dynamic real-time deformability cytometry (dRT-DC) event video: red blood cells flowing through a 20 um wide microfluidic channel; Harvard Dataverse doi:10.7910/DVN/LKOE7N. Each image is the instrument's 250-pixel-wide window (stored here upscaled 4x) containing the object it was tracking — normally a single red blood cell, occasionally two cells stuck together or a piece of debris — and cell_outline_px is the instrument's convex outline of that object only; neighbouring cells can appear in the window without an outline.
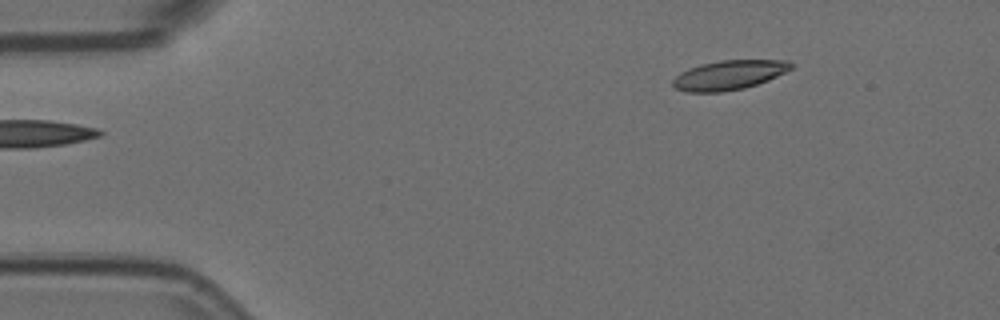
{"species": "Egyptian fruit bat (a non-hibernating species)", "species_latin": "Rousettus aegyptiacus", "temperature_condition": "room temperature", "stored_images_in_passage": 2, "camera_frame_rate_fps": 3000, "um_per_image_px": 0.085, "animal": {"sex": "female"}, "frame": {"image": 1, "passage_image": 2, "time_ms": 0.333, "image_size_px": [1000, 320], "cell_outline_px": [[792, 68], [768, 80], [744, 88], [720, 92], [684, 92], [676, 88], [672, 84], [672, 80], [680, 72], [688, 68], [700, 64], [720, 60], [788, 60], [792, 64]], "centroid_in_image_um": [61.92, 6.37], "position_along_channel_um": 23.1, "area_um2": 20.23}}